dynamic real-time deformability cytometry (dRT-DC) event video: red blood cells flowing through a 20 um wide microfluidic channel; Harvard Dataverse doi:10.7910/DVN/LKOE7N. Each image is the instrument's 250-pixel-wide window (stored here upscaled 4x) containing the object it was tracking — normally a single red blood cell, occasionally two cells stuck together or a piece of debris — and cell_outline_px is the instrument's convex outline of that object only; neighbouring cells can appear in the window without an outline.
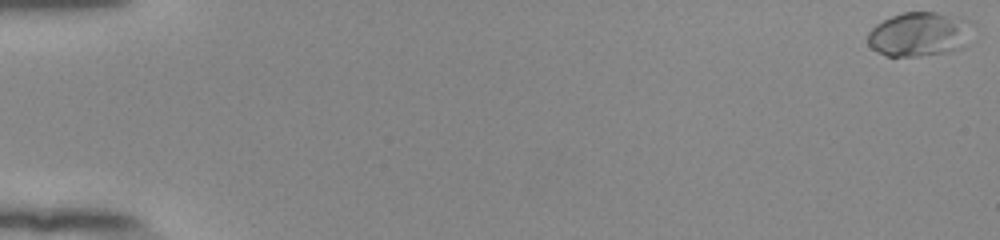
{"species": "human", "species_latin": "Homo sapiens", "temperature_condition": "room temperature", "stored_images_in_passage": 55, "camera_frame_rate_fps": 3000, "um_per_image_px": 0.085, "donor": {"sex": "female"}, "frame": {"image": 1, "passage_image": 1, "time_ms": 0.0, "image_size_px": [1000, 240], "cell_outline_px": [[968, 44], [960, 48], [948, 52], [916, 56], [888, 56], [876, 52], [868, 44], [868, 32], [876, 24], [892, 16], [904, 12], [936, 12], [960, 16], [968, 20]], "centroid_in_image_um": [78.11, 2.91], "position_along_channel_um": 6.9, "area_um2": 26.88}}
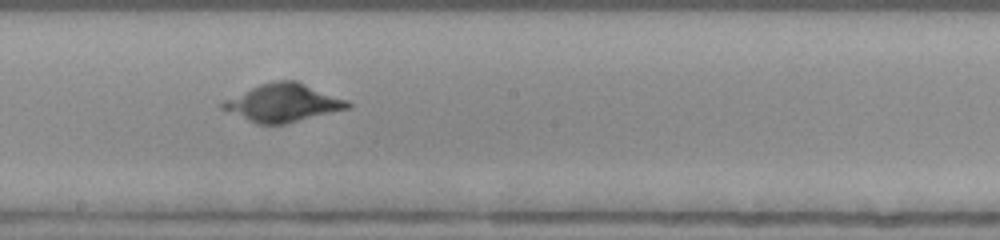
{"frame": {"image": 2, "passage_image": 32, "time_ms": 10.333, "image_size_px": [1000, 240], "cell_outline_px": [[352, 108], [284, 124], [256, 124], [220, 108], [220, 104], [224, 100], [260, 84], [276, 80], [296, 80], [348, 100], [352, 104]], "centroid_in_image_um": [24.09, 8.74], "position_along_channel_um": 224.1, "area_um2": 27.57}}
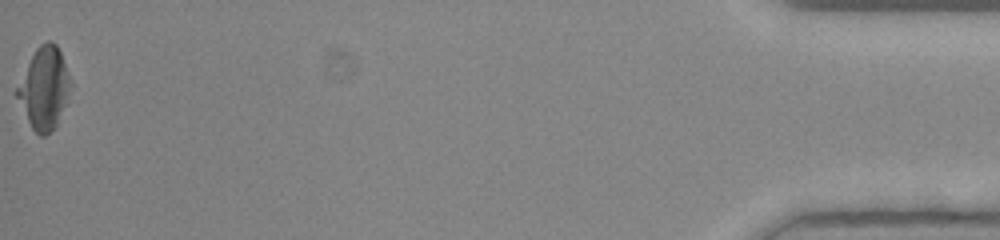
{"frame": {"image": 3, "passage_image": 55, "time_ms": 18.0, "image_size_px": [1000, 240], "cell_outline_px": [[72, 84], [56, 124], [44, 136], [40, 136], [32, 128], [12, 92], [36, 48], [40, 44], [48, 40], [52, 40], [56, 44], [60, 52], [72, 80]], "centroid_in_image_um": [3.71, 7.45], "position_along_channel_um": 431.5, "area_um2": 25.37}}